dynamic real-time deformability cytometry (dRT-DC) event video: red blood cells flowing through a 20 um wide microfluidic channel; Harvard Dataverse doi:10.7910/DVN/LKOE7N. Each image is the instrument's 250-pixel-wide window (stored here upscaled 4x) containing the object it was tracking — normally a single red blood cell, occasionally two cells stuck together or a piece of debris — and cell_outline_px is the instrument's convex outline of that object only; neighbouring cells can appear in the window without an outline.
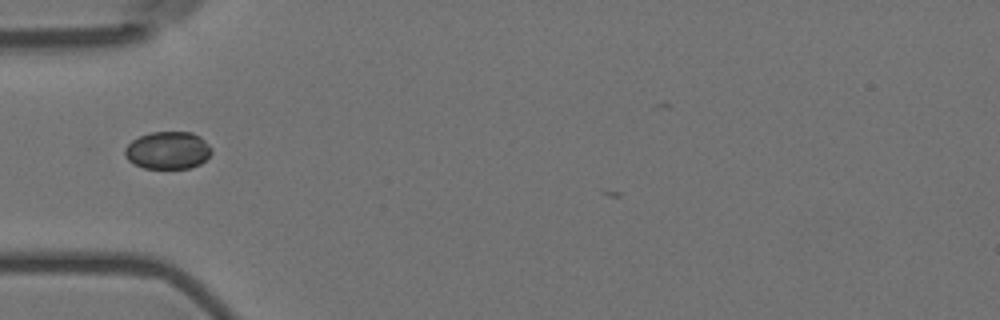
{"species": "Egyptian fruit bat (a non-hibernating species)", "species_latin": "Rousettus aegyptiacus", "temperature_condition": "room temperature", "stored_images_in_passage": 7, "camera_frame_rate_fps": 3000, "um_per_image_px": 0.085, "animal": {"sex": "female"}, "frame": {"image": 1, "passage_image": 4, "time_ms": 1.0, "image_size_px": [1000, 320], "cell_outline_px": [[212, 152], [200, 164], [188, 168], [144, 168], [128, 160], [124, 156], [124, 148], [132, 140], [140, 136], [152, 132], [192, 132], [200, 136], [212, 148]], "centroid_in_image_um": [14.26, 12.77], "position_along_channel_um": 70.7, "area_um2": 18.9}}